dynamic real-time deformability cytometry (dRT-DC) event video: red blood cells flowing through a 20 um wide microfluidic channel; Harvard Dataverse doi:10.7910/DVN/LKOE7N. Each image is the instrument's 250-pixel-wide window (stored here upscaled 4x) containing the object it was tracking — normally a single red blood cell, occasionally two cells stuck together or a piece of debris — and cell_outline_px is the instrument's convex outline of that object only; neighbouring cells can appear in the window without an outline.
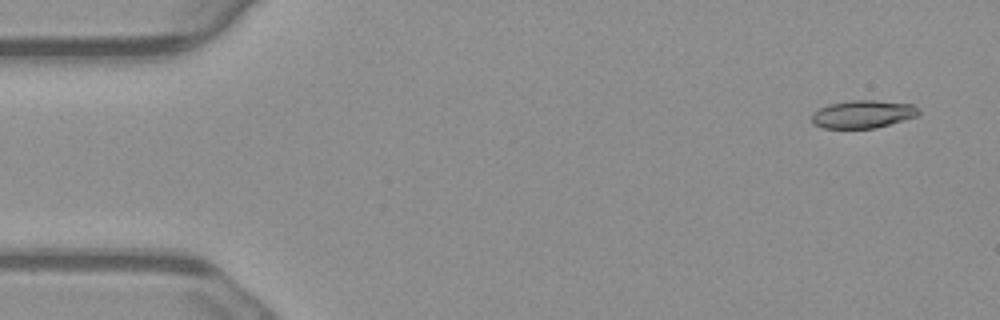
{"species": "common noctule bat (a hibernating species)", "species_latin": "Nyctalus noctula", "temperature_condition": "warm", "stored_images_in_passage": 4, "camera_frame_rate_fps": 3000, "um_per_image_px": 0.085, "animal": {"sex": "male", "body_mass_g": 23.1, "forearm_length_mm": 52.7}, "frame": {"image": 1, "passage_image": 1, "time_ms": 0.0, "image_size_px": [1000, 320], "cell_outline_px": [[920, 116], [876, 128], [824, 128], [812, 124], [812, 112], [828, 104], [852, 100], [876, 100], [912, 104], [920, 112]], "centroid_in_image_um": [73.35, 9.71], "position_along_channel_um": 11.6, "area_um2": 17.51}}
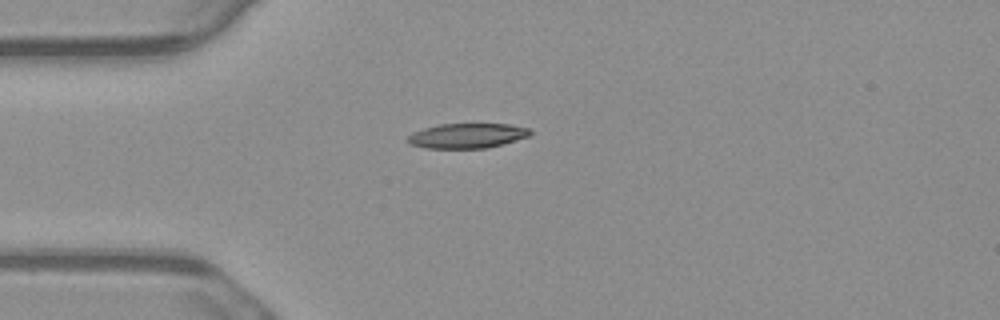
{"frame": {"image": 2, "passage_image": 4, "time_ms": 1.0, "image_size_px": [1000, 320], "cell_outline_px": [[532, 132], [528, 136], [488, 148], [424, 148], [412, 144], [408, 140], [408, 136], [412, 132], [424, 128], [440, 124], [508, 124], [528, 128]], "centroid_in_image_um": [39.69, 11.53], "position_along_channel_um": 45.3, "area_um2": 17.51}}